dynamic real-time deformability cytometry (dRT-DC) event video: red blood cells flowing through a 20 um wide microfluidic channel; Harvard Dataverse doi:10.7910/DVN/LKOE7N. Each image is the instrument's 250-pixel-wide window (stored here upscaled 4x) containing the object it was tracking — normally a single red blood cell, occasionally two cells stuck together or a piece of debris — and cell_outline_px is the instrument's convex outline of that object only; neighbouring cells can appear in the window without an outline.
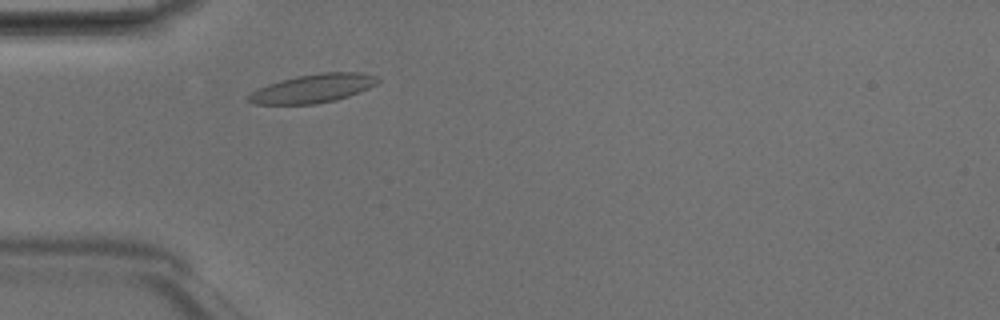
{"species": "Egyptian fruit bat (a non-hibernating species)", "species_latin": "Rousettus aegyptiacus", "temperature_condition": "room temperature", "stored_images_in_passage": 38, "camera_frame_rate_fps": 3000, "um_per_image_px": 0.085, "animal": {"sex": "male"}, "frame": {"image": 1, "passage_image": 4, "time_ms": 1.0, "image_size_px": [1000, 320], "cell_outline_px": [[380, 80], [376, 84], [360, 92], [336, 100], [312, 104], [256, 104], [244, 100], [252, 92], [268, 84], [280, 80], [296, 76], [320, 72], [360, 72], [376, 76]], "centroid_in_image_um": [26.6, 7.51], "position_along_channel_um": 58.4, "area_um2": 21.5}}
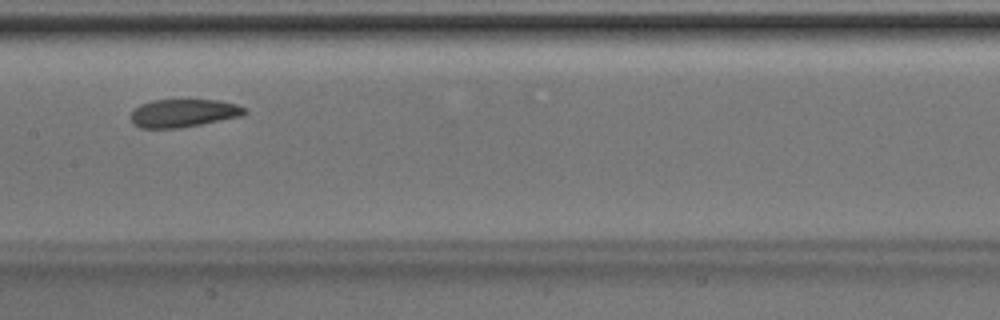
{"frame": {"image": 2, "passage_image": 14, "time_ms": 4.333, "image_size_px": [1000, 320], "cell_outline_px": [[248, 112], [244, 116], [180, 128], [140, 128], [132, 124], [132, 108], [140, 104], [152, 100], [220, 100], [236, 104], [248, 108]], "centroid_in_image_um": [15.62, 9.61], "position_along_channel_um": 191.8, "area_um2": 18.9}}
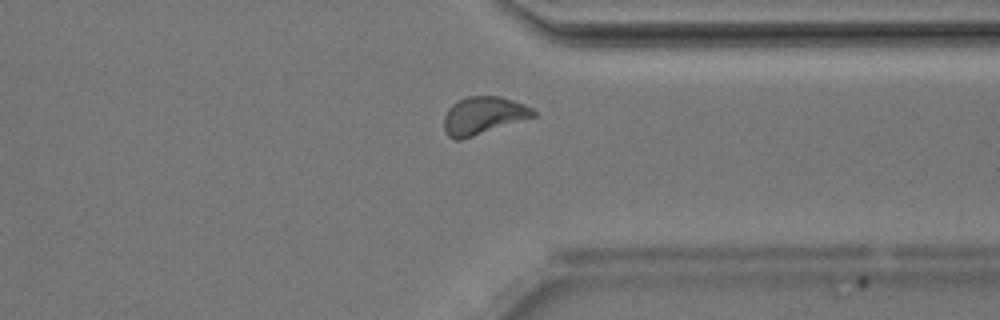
{"frame": {"image": 3, "passage_image": 27, "time_ms": 8.667, "image_size_px": [1000, 320], "cell_outline_px": [[536, 116], [460, 140], [456, 140], [448, 136], [444, 132], [444, 116], [448, 108], [452, 104], [464, 96], [500, 96], [524, 104], [532, 108], [536, 112]], "centroid_in_image_um": [41.05, 9.81], "position_along_channel_um": 370.3, "area_um2": 19.59}, "authors_computed_cell_mechanics": {"area_um2": 19.074, "velocity_mm_per_s": 4.1408, "shape_relaxation_time_tau1_ms": null, "shape_relaxation_time_tau2_ms": 1.8846, "deformation_change_tau1": null, "deformation_change_tau2": 0.0549}}